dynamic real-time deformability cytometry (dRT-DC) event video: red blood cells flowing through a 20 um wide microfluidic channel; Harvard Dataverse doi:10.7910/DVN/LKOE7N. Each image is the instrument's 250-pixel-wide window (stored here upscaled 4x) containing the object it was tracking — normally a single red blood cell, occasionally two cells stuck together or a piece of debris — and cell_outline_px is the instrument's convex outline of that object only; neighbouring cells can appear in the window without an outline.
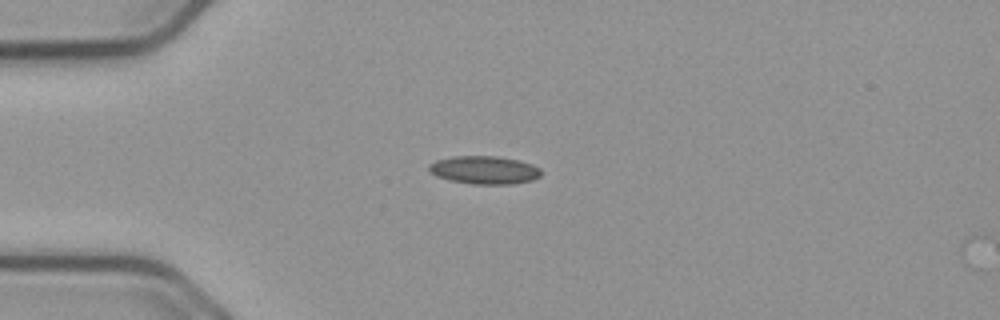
{"species": "common noctule bat (a hibernating species)", "species_latin": "Nyctalus noctula", "temperature_condition": "cold", "stored_images_in_passage": 2, "camera_frame_rate_fps": 3000, "um_per_image_px": 0.085, "animal": {"sex": "male", "body_mass_g": 23.1, "forearm_length_mm": 52.7}, "frame": {"image": 1, "passage_image": 1, "time_ms": 0.0, "image_size_px": [1000, 320], "cell_outline_px": [[540, 176], [532, 180], [512, 184], [472, 184], [448, 180], [436, 176], [428, 172], [428, 164], [436, 160], [452, 156], [496, 156], [520, 160], [532, 164], [540, 168]], "centroid_in_image_um": [41.13, 14.45], "position_along_channel_um": 43.9, "area_um2": 18.55}}